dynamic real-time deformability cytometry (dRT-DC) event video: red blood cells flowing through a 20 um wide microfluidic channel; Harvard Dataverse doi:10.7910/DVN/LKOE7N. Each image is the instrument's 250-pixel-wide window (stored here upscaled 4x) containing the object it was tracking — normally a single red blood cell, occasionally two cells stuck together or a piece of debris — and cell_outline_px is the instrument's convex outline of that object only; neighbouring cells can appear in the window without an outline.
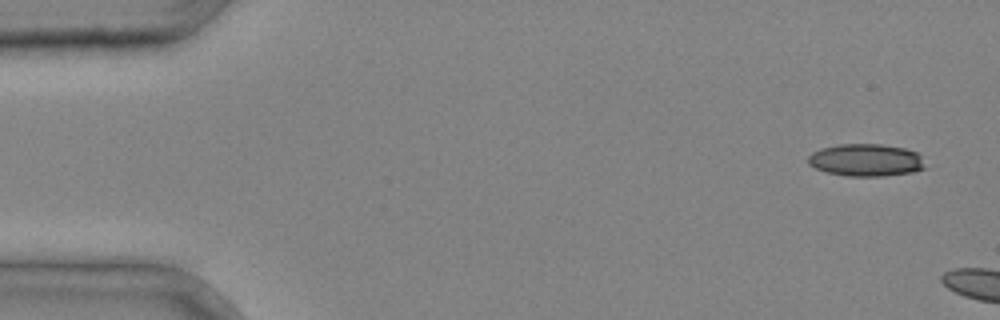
{"species": "common noctule bat (a hibernating species)", "species_latin": "Nyctalus noctula", "temperature_condition": "cold", "stored_images_in_passage": 2, "camera_frame_rate_fps": 3000, "um_per_image_px": 0.085, "animal": {"sex": "male", "body_mass_g": 20.4}, "frame": {"image": 1, "passage_image": 1, "time_ms": 0.0, "image_size_px": [1000, 320], "cell_outline_px": [[924, 168], [912, 172], [884, 176], [848, 176], [828, 172], [816, 168], [808, 164], [808, 156], [812, 152], [820, 148], [840, 144], [880, 144], [904, 148], [916, 152], [920, 156]], "centroid_in_image_um": [73.57, 13.6], "position_along_channel_um": 11.4, "area_um2": 21.91}}